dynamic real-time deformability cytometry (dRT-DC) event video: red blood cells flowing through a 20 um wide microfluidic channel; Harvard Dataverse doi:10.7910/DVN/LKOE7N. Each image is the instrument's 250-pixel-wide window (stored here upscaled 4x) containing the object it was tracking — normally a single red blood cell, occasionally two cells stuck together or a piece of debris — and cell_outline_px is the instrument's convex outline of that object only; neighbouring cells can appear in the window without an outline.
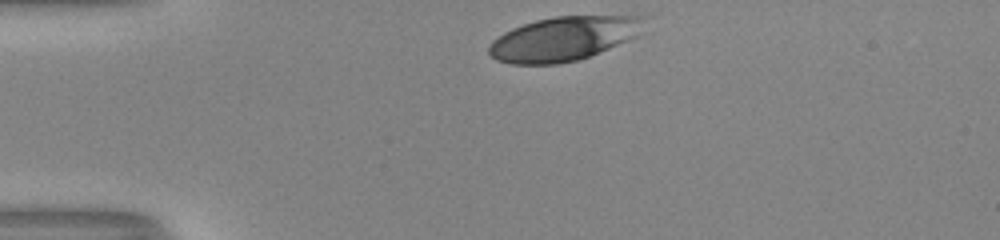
{"species": "human", "species_latin": "Homo sapiens", "temperature_condition": "room temperature", "stored_images_in_passage": 31, "camera_frame_rate_fps": 3000, "um_per_image_px": 0.085, "donor": {"sex": "male"}, "frame": {"image": 1, "passage_image": 1, "time_ms": 0.0, "image_size_px": [1000, 240], "cell_outline_px": [[644, 16], [636, 36], [608, 48], [588, 56], [576, 60], [556, 64], [512, 64], [496, 60], [488, 52], [488, 48], [492, 40], [504, 32], [512, 28], [536, 20], [556, 16]], "centroid_in_image_um": [47.8, 3.29], "position_along_channel_um": 37.2, "area_um2": 39.19}}
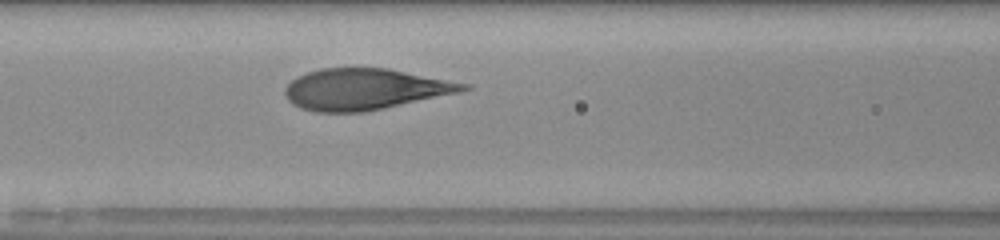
{"frame": {"image": 2, "passage_image": 12, "time_ms": 3.667, "image_size_px": [1000, 240], "cell_outline_px": [[472, 88], [460, 92], [364, 112], [316, 112], [300, 108], [292, 104], [288, 100], [284, 92], [284, 88], [296, 76], [320, 68], [388, 68], [472, 84]], "centroid_in_image_um": [31.01, 7.57], "position_along_channel_um": 135.6, "area_um2": 42.83}}
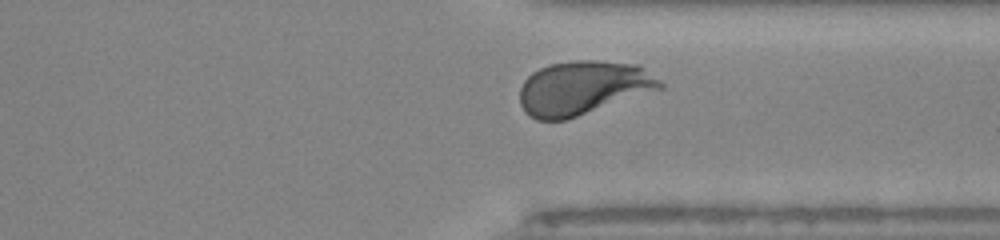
{"frame": {"image": 3, "passage_image": 29, "time_ms": 9.333, "image_size_px": [1000, 240], "cell_outline_px": [[664, 88], [564, 120], [536, 120], [524, 112], [520, 104], [520, 88], [524, 80], [532, 72], [540, 68], [552, 64], [572, 60], [596, 60], [636, 64], [660, 80], [664, 84]], "centroid_in_image_um": [49.53, 7.47], "position_along_channel_um": 361.9, "area_um2": 43.87}, "authors_computed_cell_mechanics": {"area_um2": 42.5986, "velocity_mm_per_s": 3.9893, "shape_relaxation_time_tau1_ms": 3.6298, "shape_relaxation_time_tau2_ms": null, "deformation_change_tau1": 0.1765, "deformation_change_tau2": null}}